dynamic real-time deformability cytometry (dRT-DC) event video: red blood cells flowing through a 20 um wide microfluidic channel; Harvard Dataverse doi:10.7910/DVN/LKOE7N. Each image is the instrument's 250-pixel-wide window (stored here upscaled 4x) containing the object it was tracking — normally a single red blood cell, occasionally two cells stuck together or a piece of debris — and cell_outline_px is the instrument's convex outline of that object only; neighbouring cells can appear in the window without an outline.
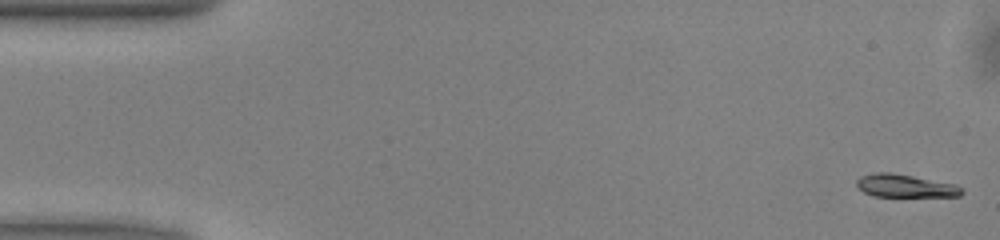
{"species": "common noctule bat (a hibernating species)", "species_latin": "Nyctalus noctula", "temperature_condition": "warm", "stored_images_in_passage": 50, "camera_frame_rate_fps": 3000, "um_per_image_px": 0.085, "animal": {"sex": "male", "body_mass_g": 13.0, "forearm_length_mm": 53.1}, "frame": {"image": 1, "passage_image": 1, "time_ms": 0.0, "image_size_px": [1000, 240], "cell_outline_px": [[964, 192], [960, 196], [872, 196], [856, 188], [856, 180], [860, 176], [876, 172], [888, 172], [912, 176], [956, 184], [964, 188]], "centroid_in_image_um": [76.93, 15.8], "position_along_channel_um": 8.1, "area_um2": 14.1}}
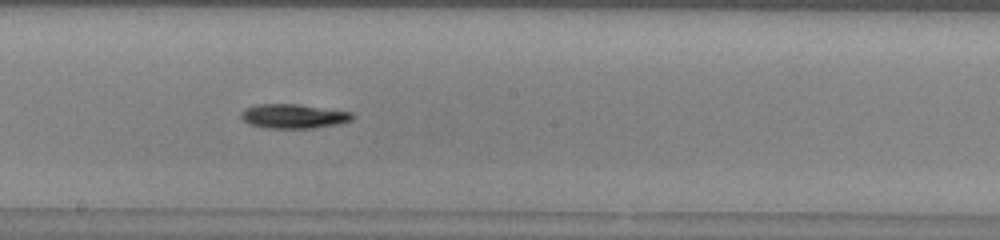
{"frame": {"image": 2, "passage_image": 27, "time_ms": 8.667, "image_size_px": [1000, 240], "cell_outline_px": [[356, 116], [352, 120], [340, 124], [312, 128], [264, 128], [248, 124], [240, 116], [240, 112], [244, 108], [256, 104], [300, 104], [352, 112]], "centroid_in_image_um": [24.95, 9.87], "position_along_channel_um": 223.3, "area_um2": 16.07}}
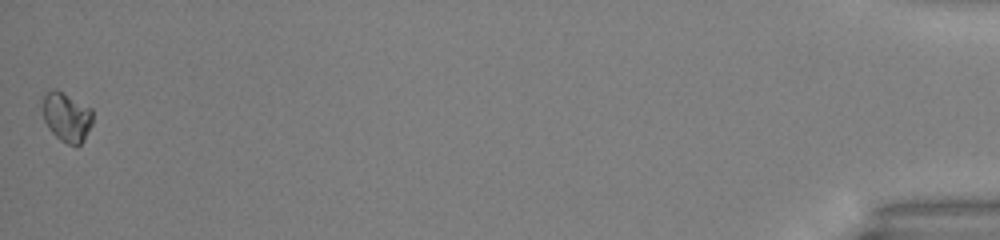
{"frame": {"image": 3, "passage_image": 50, "time_ms": 16.333, "image_size_px": [1000, 240], "cell_outline_px": [[92, 124], [84, 140], [80, 144], [68, 144], [60, 140], [48, 128], [44, 120], [44, 92], [52, 88], [56, 88], [92, 108]], "centroid_in_image_um": [5.68, 9.92], "position_along_channel_um": 429.5, "area_um2": 14.39}, "authors_computed_cell_mechanics": {"area_um2": 14.8546, "velocity_mm_per_s": 4.0423, "shape_relaxation_time_tau1_ms": 2.1113, "shape_relaxation_time_tau2_ms": null, "deformation_change_tau1": 0.0819, "deformation_change_tau2": null}}